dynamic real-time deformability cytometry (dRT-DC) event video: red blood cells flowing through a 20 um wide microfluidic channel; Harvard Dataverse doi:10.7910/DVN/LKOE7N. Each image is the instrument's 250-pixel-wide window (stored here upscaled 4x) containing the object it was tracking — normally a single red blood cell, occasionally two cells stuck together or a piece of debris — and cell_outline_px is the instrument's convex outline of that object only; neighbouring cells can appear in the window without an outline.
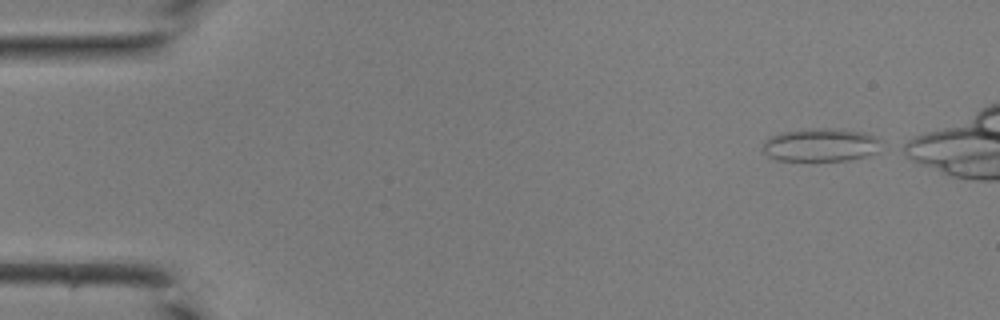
{"species": "common noctule bat (a hibernating species)", "species_latin": "Nyctalus noctula", "temperature_condition": "room temperature", "stored_images_in_passage": 35, "camera_frame_rate_fps": 3000, "um_per_image_px": 0.085, "animal": {"sex": "male", "body_mass_g": 19.0, "forearm_length_mm": 50.8}, "frame": {"image": 1, "passage_image": 1, "time_ms": 0.0, "image_size_px": [1000, 320], "cell_outline_px": [[880, 140], [876, 152], [864, 156], [848, 160], [776, 160], [768, 156], [764, 152], [764, 144], [772, 136], [784, 132], [812, 128], [836, 128], [864, 132]], "centroid_in_image_um": [69.76, 12.31], "position_along_channel_um": 15.2, "area_um2": 22.43}}
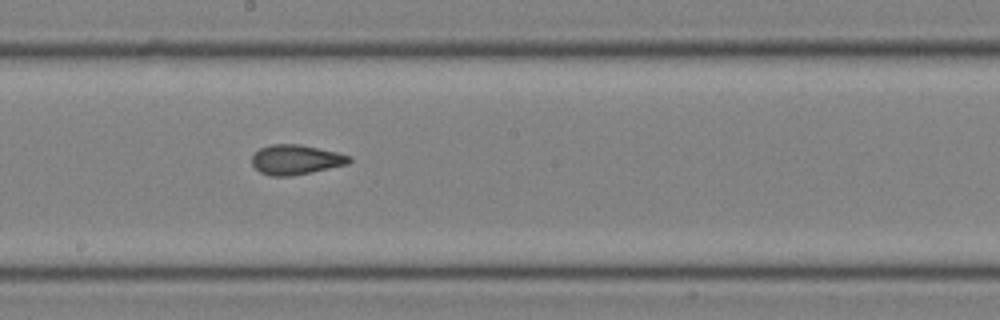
{"frame": {"image": 2, "passage_image": 21, "time_ms": 6.667, "image_size_px": [1000, 320], "cell_outline_px": [[352, 160], [348, 164], [288, 176], [272, 176], [260, 172], [252, 164], [252, 156], [260, 148], [272, 144], [300, 144], [336, 152], [348, 156]], "centroid_in_image_um": [25.11, 13.56], "position_along_channel_um": 223.1, "area_um2": 16.53}}
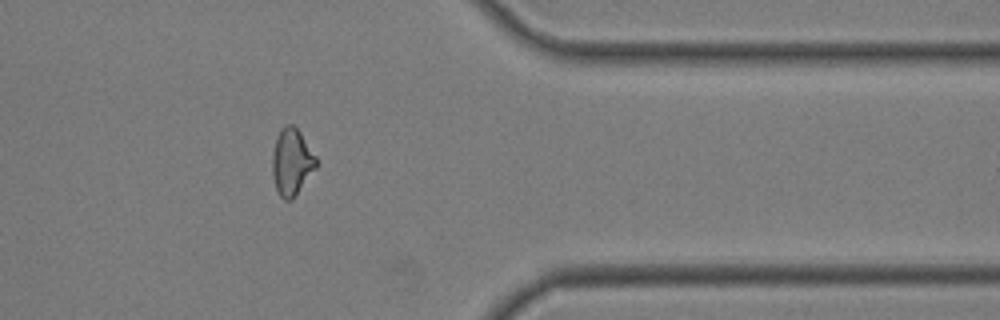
{"frame": {"image": 3, "passage_image": 32, "time_ms": 10.333, "image_size_px": [1000, 320], "cell_outline_px": [[316, 168], [292, 200], [284, 200], [280, 196], [276, 188], [272, 176], [272, 156], [276, 136], [280, 128], [284, 124], [292, 124], [300, 132], [316, 156]], "centroid_in_image_um": [24.78, 13.75], "position_along_channel_um": 386.6, "area_um2": 17.11}}